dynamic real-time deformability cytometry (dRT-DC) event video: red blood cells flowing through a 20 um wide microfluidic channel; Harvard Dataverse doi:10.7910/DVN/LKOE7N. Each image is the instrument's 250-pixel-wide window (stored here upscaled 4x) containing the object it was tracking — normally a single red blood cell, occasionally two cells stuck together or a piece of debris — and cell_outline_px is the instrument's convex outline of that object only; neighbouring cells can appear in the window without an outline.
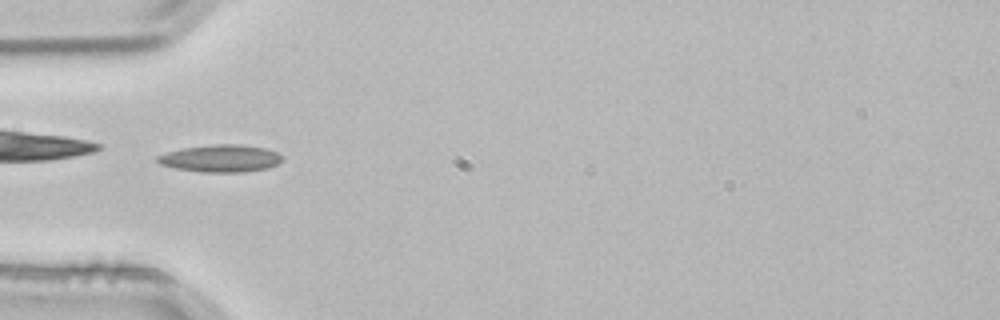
{"species": "common noctule bat (a hibernating species)", "species_latin": "Nyctalus noctula", "temperature_condition": "room temperature", "stored_images_in_passage": 4, "camera_frame_rate_fps": 3000, "um_per_image_px": 0.085, "animal": {"sex": "male", "body_mass_g": 21.5, "forearm_length_mm": 52.0}, "frame": {"image": 1, "passage_image": 4, "time_ms": 1.0, "image_size_px": [1000, 320], "cell_outline_px": [[284, 160], [268, 168], [244, 172], [200, 172], [176, 168], [160, 164], [156, 160], [156, 156], [164, 152], [180, 148], [212, 144], [240, 144], [264, 148], [276, 152], [284, 156]], "centroid_in_image_um": [18.74, 13.46], "position_along_channel_um": 66.3, "area_um2": 20.11}}